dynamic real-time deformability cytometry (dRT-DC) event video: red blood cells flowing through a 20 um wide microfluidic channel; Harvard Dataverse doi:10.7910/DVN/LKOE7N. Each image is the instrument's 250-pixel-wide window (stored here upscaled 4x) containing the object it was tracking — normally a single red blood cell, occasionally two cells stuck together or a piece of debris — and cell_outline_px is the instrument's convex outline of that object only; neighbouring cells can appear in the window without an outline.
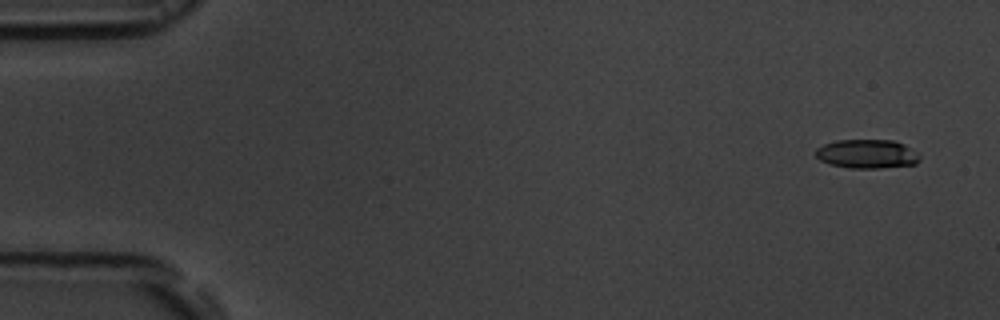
{"species": "common noctule bat (a hibernating species)", "species_latin": "Nyctalus noctula", "temperature_condition": "room temperature", "stored_images_in_passage": 4, "camera_frame_rate_fps": 3000, "um_per_image_px": 0.085, "animal": {"sex": "male", "body_mass_g": 19.5, "forearm_length_mm": 54.6}, "frame": {"image": 1, "passage_image": 1, "time_ms": 0.0, "image_size_px": [1000, 320], "cell_outline_px": [[920, 160], [916, 164], [880, 168], [848, 168], [832, 164], [820, 160], [816, 156], [816, 148], [824, 144], [836, 140], [892, 140], [904, 144], [912, 148], [920, 156]], "centroid_in_image_um": [73.72, 13.08], "position_along_channel_um": 11.3, "area_um2": 17.57}}
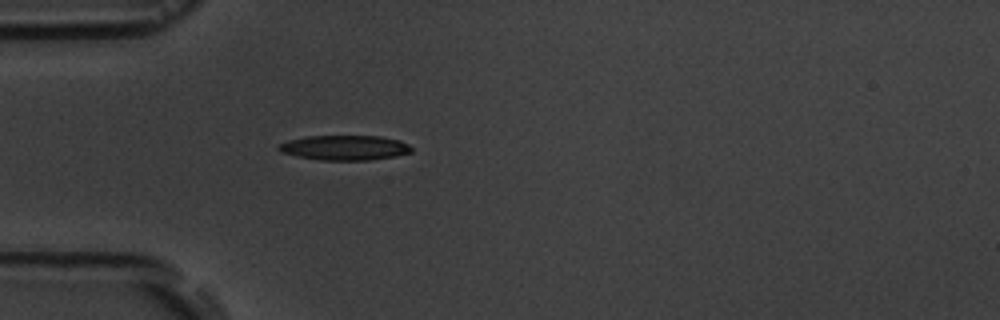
{"frame": {"image": 2, "passage_image": 4, "time_ms": 4.667, "image_size_px": [1000, 320], "cell_outline_px": [[412, 152], [396, 156], [368, 160], [320, 160], [296, 156], [280, 152], [276, 148], [280, 144], [288, 140], [304, 136], [380, 136], [400, 140], [408, 144], [412, 148]], "centroid_in_image_um": [29.29, 12.55], "position_along_channel_um": 55.7, "area_um2": 19.36}}